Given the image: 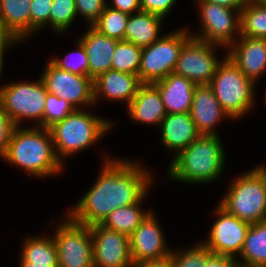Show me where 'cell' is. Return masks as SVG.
I'll use <instances>...</instances> for the list:
<instances>
[{"mask_svg": "<svg viewBox=\"0 0 266 267\" xmlns=\"http://www.w3.org/2000/svg\"><path fill=\"white\" fill-rule=\"evenodd\" d=\"M104 158L94 185L66 214L81 225L101 224L115 209L137 203L153 182L147 168L136 161L116 160L107 154Z\"/></svg>", "mask_w": 266, "mask_h": 267, "instance_id": "1", "label": "cell"}, {"mask_svg": "<svg viewBox=\"0 0 266 267\" xmlns=\"http://www.w3.org/2000/svg\"><path fill=\"white\" fill-rule=\"evenodd\" d=\"M2 158L23 168L28 176L49 177L63 168L56 157L49 129L40 126L24 129L16 126Z\"/></svg>", "mask_w": 266, "mask_h": 267, "instance_id": "2", "label": "cell"}, {"mask_svg": "<svg viewBox=\"0 0 266 267\" xmlns=\"http://www.w3.org/2000/svg\"><path fill=\"white\" fill-rule=\"evenodd\" d=\"M219 135H200L175 154L168 177L181 183H213L223 173L225 153Z\"/></svg>", "mask_w": 266, "mask_h": 267, "instance_id": "3", "label": "cell"}, {"mask_svg": "<svg viewBox=\"0 0 266 267\" xmlns=\"http://www.w3.org/2000/svg\"><path fill=\"white\" fill-rule=\"evenodd\" d=\"M109 121L76 109L62 121L49 127L57 159L63 164L67 156L96 143L113 127L114 123Z\"/></svg>", "mask_w": 266, "mask_h": 267, "instance_id": "4", "label": "cell"}, {"mask_svg": "<svg viewBox=\"0 0 266 267\" xmlns=\"http://www.w3.org/2000/svg\"><path fill=\"white\" fill-rule=\"evenodd\" d=\"M220 205L249 224L266 220V179L255 167L237 177Z\"/></svg>", "mask_w": 266, "mask_h": 267, "instance_id": "5", "label": "cell"}, {"mask_svg": "<svg viewBox=\"0 0 266 267\" xmlns=\"http://www.w3.org/2000/svg\"><path fill=\"white\" fill-rule=\"evenodd\" d=\"M209 86L232 120L245 116L255 103V84L227 55L217 67Z\"/></svg>", "mask_w": 266, "mask_h": 267, "instance_id": "6", "label": "cell"}, {"mask_svg": "<svg viewBox=\"0 0 266 267\" xmlns=\"http://www.w3.org/2000/svg\"><path fill=\"white\" fill-rule=\"evenodd\" d=\"M47 90L41 78L36 82L10 83L2 86L0 106L15 126L25 119L36 121L43 127L44 107Z\"/></svg>", "mask_w": 266, "mask_h": 267, "instance_id": "7", "label": "cell"}, {"mask_svg": "<svg viewBox=\"0 0 266 267\" xmlns=\"http://www.w3.org/2000/svg\"><path fill=\"white\" fill-rule=\"evenodd\" d=\"M188 29L162 35L141 53L138 76L143 83H154L174 72L184 43L191 37Z\"/></svg>", "mask_w": 266, "mask_h": 267, "instance_id": "8", "label": "cell"}, {"mask_svg": "<svg viewBox=\"0 0 266 267\" xmlns=\"http://www.w3.org/2000/svg\"><path fill=\"white\" fill-rule=\"evenodd\" d=\"M55 231L59 267H94L90 226L74 222L68 215Z\"/></svg>", "mask_w": 266, "mask_h": 267, "instance_id": "9", "label": "cell"}, {"mask_svg": "<svg viewBox=\"0 0 266 267\" xmlns=\"http://www.w3.org/2000/svg\"><path fill=\"white\" fill-rule=\"evenodd\" d=\"M199 4L202 34L191 37L219 44L227 49L240 36V10L218 5L209 1L196 0Z\"/></svg>", "mask_w": 266, "mask_h": 267, "instance_id": "10", "label": "cell"}, {"mask_svg": "<svg viewBox=\"0 0 266 267\" xmlns=\"http://www.w3.org/2000/svg\"><path fill=\"white\" fill-rule=\"evenodd\" d=\"M218 45L190 37L180 50L174 73L195 85H208L222 62L215 55Z\"/></svg>", "mask_w": 266, "mask_h": 267, "instance_id": "11", "label": "cell"}, {"mask_svg": "<svg viewBox=\"0 0 266 267\" xmlns=\"http://www.w3.org/2000/svg\"><path fill=\"white\" fill-rule=\"evenodd\" d=\"M44 69L40 78L48 93L64 98L75 109H80L82 105L89 106L95 103L94 80L89 76L64 71L51 61L47 62Z\"/></svg>", "mask_w": 266, "mask_h": 267, "instance_id": "12", "label": "cell"}, {"mask_svg": "<svg viewBox=\"0 0 266 267\" xmlns=\"http://www.w3.org/2000/svg\"><path fill=\"white\" fill-rule=\"evenodd\" d=\"M215 213L218 218L210 228L208 240H204L202 244L212 254L236 259L242 250L250 224L232 215L220 204Z\"/></svg>", "mask_w": 266, "mask_h": 267, "instance_id": "13", "label": "cell"}, {"mask_svg": "<svg viewBox=\"0 0 266 267\" xmlns=\"http://www.w3.org/2000/svg\"><path fill=\"white\" fill-rule=\"evenodd\" d=\"M94 267H133L129 236L101 224L90 226Z\"/></svg>", "mask_w": 266, "mask_h": 267, "instance_id": "14", "label": "cell"}, {"mask_svg": "<svg viewBox=\"0 0 266 267\" xmlns=\"http://www.w3.org/2000/svg\"><path fill=\"white\" fill-rule=\"evenodd\" d=\"M157 221L156 215L151 212L129 236L133 264L162 258L171 253L172 249L165 245L162 226Z\"/></svg>", "mask_w": 266, "mask_h": 267, "instance_id": "15", "label": "cell"}, {"mask_svg": "<svg viewBox=\"0 0 266 267\" xmlns=\"http://www.w3.org/2000/svg\"><path fill=\"white\" fill-rule=\"evenodd\" d=\"M237 40L228 47L227 56L255 84L266 70V39L240 36Z\"/></svg>", "mask_w": 266, "mask_h": 267, "instance_id": "16", "label": "cell"}, {"mask_svg": "<svg viewBox=\"0 0 266 267\" xmlns=\"http://www.w3.org/2000/svg\"><path fill=\"white\" fill-rule=\"evenodd\" d=\"M189 113L201 135H218L215 131L218 122L224 117L231 119L223 110L209 84L195 86Z\"/></svg>", "mask_w": 266, "mask_h": 267, "instance_id": "17", "label": "cell"}, {"mask_svg": "<svg viewBox=\"0 0 266 267\" xmlns=\"http://www.w3.org/2000/svg\"><path fill=\"white\" fill-rule=\"evenodd\" d=\"M143 84L138 75L126 74L116 70H108L94 79V100L99 97L122 101L126 106L133 100Z\"/></svg>", "mask_w": 266, "mask_h": 267, "instance_id": "18", "label": "cell"}, {"mask_svg": "<svg viewBox=\"0 0 266 267\" xmlns=\"http://www.w3.org/2000/svg\"><path fill=\"white\" fill-rule=\"evenodd\" d=\"M88 58V76L96 79L99 75L111 69L112 56L118 40L100 34L92 26L79 37Z\"/></svg>", "mask_w": 266, "mask_h": 267, "instance_id": "19", "label": "cell"}, {"mask_svg": "<svg viewBox=\"0 0 266 267\" xmlns=\"http://www.w3.org/2000/svg\"><path fill=\"white\" fill-rule=\"evenodd\" d=\"M159 90L167 114L189 113L195 84L174 72L153 83Z\"/></svg>", "mask_w": 266, "mask_h": 267, "instance_id": "20", "label": "cell"}, {"mask_svg": "<svg viewBox=\"0 0 266 267\" xmlns=\"http://www.w3.org/2000/svg\"><path fill=\"white\" fill-rule=\"evenodd\" d=\"M127 110L130 119L146 125H161L167 115L159 90L153 83L140 86Z\"/></svg>", "mask_w": 266, "mask_h": 267, "instance_id": "21", "label": "cell"}, {"mask_svg": "<svg viewBox=\"0 0 266 267\" xmlns=\"http://www.w3.org/2000/svg\"><path fill=\"white\" fill-rule=\"evenodd\" d=\"M160 126L163 145L177 154L201 135L190 113L167 114Z\"/></svg>", "mask_w": 266, "mask_h": 267, "instance_id": "22", "label": "cell"}, {"mask_svg": "<svg viewBox=\"0 0 266 267\" xmlns=\"http://www.w3.org/2000/svg\"><path fill=\"white\" fill-rule=\"evenodd\" d=\"M32 0H0V32L18 41L30 37Z\"/></svg>", "mask_w": 266, "mask_h": 267, "instance_id": "23", "label": "cell"}, {"mask_svg": "<svg viewBox=\"0 0 266 267\" xmlns=\"http://www.w3.org/2000/svg\"><path fill=\"white\" fill-rule=\"evenodd\" d=\"M164 18L153 13L139 11L127 20L124 40L144 48L150 46L161 36L159 31Z\"/></svg>", "mask_w": 266, "mask_h": 267, "instance_id": "24", "label": "cell"}, {"mask_svg": "<svg viewBox=\"0 0 266 267\" xmlns=\"http://www.w3.org/2000/svg\"><path fill=\"white\" fill-rule=\"evenodd\" d=\"M239 257L240 267H266V220L250 224Z\"/></svg>", "mask_w": 266, "mask_h": 267, "instance_id": "25", "label": "cell"}, {"mask_svg": "<svg viewBox=\"0 0 266 267\" xmlns=\"http://www.w3.org/2000/svg\"><path fill=\"white\" fill-rule=\"evenodd\" d=\"M146 195L147 193L135 204L115 209L104 219L101 225L110 230L130 236L152 212L151 210H142L140 207Z\"/></svg>", "mask_w": 266, "mask_h": 267, "instance_id": "26", "label": "cell"}, {"mask_svg": "<svg viewBox=\"0 0 266 267\" xmlns=\"http://www.w3.org/2000/svg\"><path fill=\"white\" fill-rule=\"evenodd\" d=\"M38 236L25 239L20 263L59 267L57 249L53 237Z\"/></svg>", "mask_w": 266, "mask_h": 267, "instance_id": "27", "label": "cell"}, {"mask_svg": "<svg viewBox=\"0 0 266 267\" xmlns=\"http://www.w3.org/2000/svg\"><path fill=\"white\" fill-rule=\"evenodd\" d=\"M240 36L266 39L265 0H250L240 10Z\"/></svg>", "mask_w": 266, "mask_h": 267, "instance_id": "28", "label": "cell"}, {"mask_svg": "<svg viewBox=\"0 0 266 267\" xmlns=\"http://www.w3.org/2000/svg\"><path fill=\"white\" fill-rule=\"evenodd\" d=\"M142 49L134 43L118 41L112 56L111 69L126 74L138 75Z\"/></svg>", "mask_w": 266, "mask_h": 267, "instance_id": "29", "label": "cell"}, {"mask_svg": "<svg viewBox=\"0 0 266 267\" xmlns=\"http://www.w3.org/2000/svg\"><path fill=\"white\" fill-rule=\"evenodd\" d=\"M129 16V14L106 6L99 18L91 26L102 35L123 41Z\"/></svg>", "mask_w": 266, "mask_h": 267, "instance_id": "30", "label": "cell"}, {"mask_svg": "<svg viewBox=\"0 0 266 267\" xmlns=\"http://www.w3.org/2000/svg\"><path fill=\"white\" fill-rule=\"evenodd\" d=\"M77 17L75 0H53L49 25L58 34L67 31Z\"/></svg>", "mask_w": 266, "mask_h": 267, "instance_id": "31", "label": "cell"}, {"mask_svg": "<svg viewBox=\"0 0 266 267\" xmlns=\"http://www.w3.org/2000/svg\"><path fill=\"white\" fill-rule=\"evenodd\" d=\"M76 109L71 103L57 95L47 93L44 107L43 128H49L62 121Z\"/></svg>", "mask_w": 266, "mask_h": 267, "instance_id": "32", "label": "cell"}, {"mask_svg": "<svg viewBox=\"0 0 266 267\" xmlns=\"http://www.w3.org/2000/svg\"><path fill=\"white\" fill-rule=\"evenodd\" d=\"M76 51H72L65 56V59L59 57L52 58L50 61L58 68L77 75L88 76V58L83 45L77 41ZM77 55L76 59L74 58ZM74 56V57H73ZM72 57V60L70 59ZM74 58V59H73Z\"/></svg>", "mask_w": 266, "mask_h": 267, "instance_id": "33", "label": "cell"}, {"mask_svg": "<svg viewBox=\"0 0 266 267\" xmlns=\"http://www.w3.org/2000/svg\"><path fill=\"white\" fill-rule=\"evenodd\" d=\"M174 267H204L206 259L212 254L202 243L184 251L172 250Z\"/></svg>", "mask_w": 266, "mask_h": 267, "instance_id": "34", "label": "cell"}, {"mask_svg": "<svg viewBox=\"0 0 266 267\" xmlns=\"http://www.w3.org/2000/svg\"><path fill=\"white\" fill-rule=\"evenodd\" d=\"M52 2L53 0H32L30 8V35L48 26Z\"/></svg>", "mask_w": 266, "mask_h": 267, "instance_id": "35", "label": "cell"}, {"mask_svg": "<svg viewBox=\"0 0 266 267\" xmlns=\"http://www.w3.org/2000/svg\"><path fill=\"white\" fill-rule=\"evenodd\" d=\"M77 16H82L91 26L107 6L105 0H75Z\"/></svg>", "mask_w": 266, "mask_h": 267, "instance_id": "36", "label": "cell"}, {"mask_svg": "<svg viewBox=\"0 0 266 267\" xmlns=\"http://www.w3.org/2000/svg\"><path fill=\"white\" fill-rule=\"evenodd\" d=\"M177 0H140L141 11L165 18Z\"/></svg>", "mask_w": 266, "mask_h": 267, "instance_id": "37", "label": "cell"}, {"mask_svg": "<svg viewBox=\"0 0 266 267\" xmlns=\"http://www.w3.org/2000/svg\"><path fill=\"white\" fill-rule=\"evenodd\" d=\"M15 124L8 117V114L0 106V156L2 157L7 149Z\"/></svg>", "mask_w": 266, "mask_h": 267, "instance_id": "38", "label": "cell"}, {"mask_svg": "<svg viewBox=\"0 0 266 267\" xmlns=\"http://www.w3.org/2000/svg\"><path fill=\"white\" fill-rule=\"evenodd\" d=\"M204 267H240V265L235 258L211 254L206 259Z\"/></svg>", "mask_w": 266, "mask_h": 267, "instance_id": "39", "label": "cell"}, {"mask_svg": "<svg viewBox=\"0 0 266 267\" xmlns=\"http://www.w3.org/2000/svg\"><path fill=\"white\" fill-rule=\"evenodd\" d=\"M111 1H112V7L108 5V2L107 6L112 9L119 10L123 13L131 15L141 11L140 0H111Z\"/></svg>", "mask_w": 266, "mask_h": 267, "instance_id": "40", "label": "cell"}, {"mask_svg": "<svg viewBox=\"0 0 266 267\" xmlns=\"http://www.w3.org/2000/svg\"><path fill=\"white\" fill-rule=\"evenodd\" d=\"M133 267H174V260L172 254L170 253L162 258L147 260L138 264H134Z\"/></svg>", "mask_w": 266, "mask_h": 267, "instance_id": "41", "label": "cell"}, {"mask_svg": "<svg viewBox=\"0 0 266 267\" xmlns=\"http://www.w3.org/2000/svg\"><path fill=\"white\" fill-rule=\"evenodd\" d=\"M17 42H19L16 38L10 36V35H6V34H1L0 35V78H1V74H2V67H3V62H4V53L5 51L12 47L11 45L16 44ZM2 89V86L0 87V91Z\"/></svg>", "mask_w": 266, "mask_h": 267, "instance_id": "42", "label": "cell"}, {"mask_svg": "<svg viewBox=\"0 0 266 267\" xmlns=\"http://www.w3.org/2000/svg\"><path fill=\"white\" fill-rule=\"evenodd\" d=\"M225 7L241 10L250 0H204Z\"/></svg>", "mask_w": 266, "mask_h": 267, "instance_id": "43", "label": "cell"}, {"mask_svg": "<svg viewBox=\"0 0 266 267\" xmlns=\"http://www.w3.org/2000/svg\"><path fill=\"white\" fill-rule=\"evenodd\" d=\"M20 267H48V265H33L32 263H20Z\"/></svg>", "mask_w": 266, "mask_h": 267, "instance_id": "44", "label": "cell"}, {"mask_svg": "<svg viewBox=\"0 0 266 267\" xmlns=\"http://www.w3.org/2000/svg\"><path fill=\"white\" fill-rule=\"evenodd\" d=\"M256 168L263 174V176L266 179V167L264 165H260V166H257Z\"/></svg>", "mask_w": 266, "mask_h": 267, "instance_id": "45", "label": "cell"}]
</instances>
